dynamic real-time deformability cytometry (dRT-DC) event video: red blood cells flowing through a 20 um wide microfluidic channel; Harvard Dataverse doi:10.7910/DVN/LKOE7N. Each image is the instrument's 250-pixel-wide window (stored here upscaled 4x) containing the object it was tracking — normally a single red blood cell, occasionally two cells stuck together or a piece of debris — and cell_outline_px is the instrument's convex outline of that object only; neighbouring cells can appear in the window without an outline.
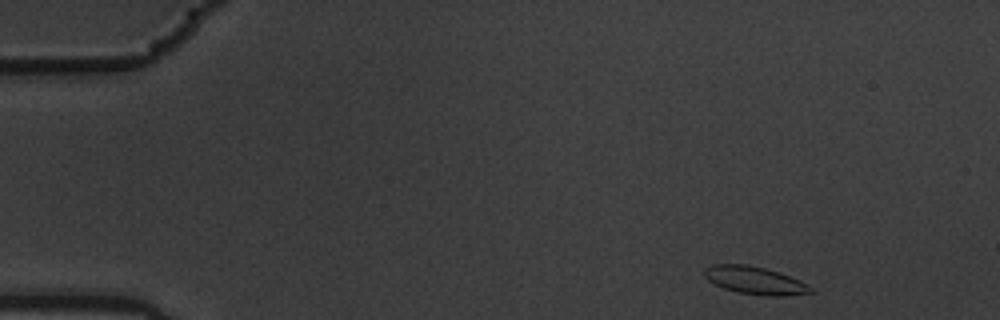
{"species": "common noctule bat (a hibernating species)", "species_latin": "Nyctalus noctula", "temperature_condition": "warm", "stored_images_in_passage": 52, "camera_frame_rate_fps": 3000, "um_per_image_px": 0.085, "animal": {"sex": "male", "body_mass_g": 19.5, "forearm_length_mm": 54.6}, "frame": {"image": 1, "passage_image": 1, "time_ms": 0.0, "image_size_px": [1000, 320], "cell_outline_px": [[816, 292], [784, 296], [768, 296], [736, 292], [724, 288], [708, 280], [704, 276], [704, 268], [716, 264], [748, 264], [780, 272], [812, 288]], "centroid_in_image_um": [64.14, 23.83], "position_along_channel_um": 20.9, "area_um2": 16.99}}
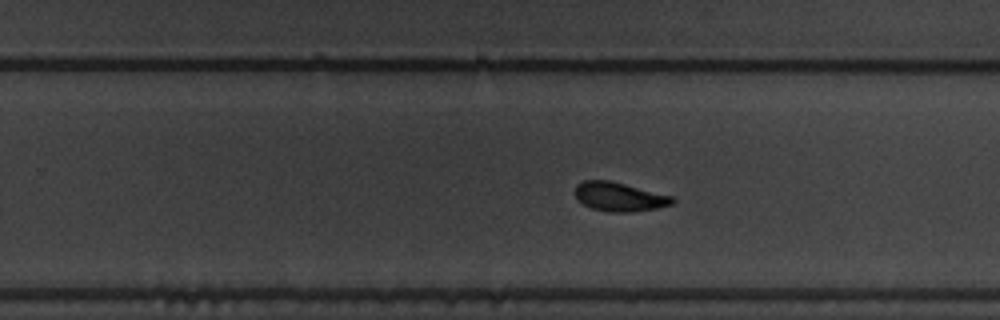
{"frame": {"image": 2, "passage_image": 31, "time_ms": 10.0, "image_size_px": [1000, 320], "cell_outline_px": [[676, 200], [672, 204], [656, 208], [632, 212], [608, 212], [592, 208], [584, 204], [572, 192], [576, 184], [584, 180], [608, 180], [672, 196]], "centroid_in_image_um": [52.61, 16.72], "position_along_channel_um": 277.2, "area_um2": 16.36}}
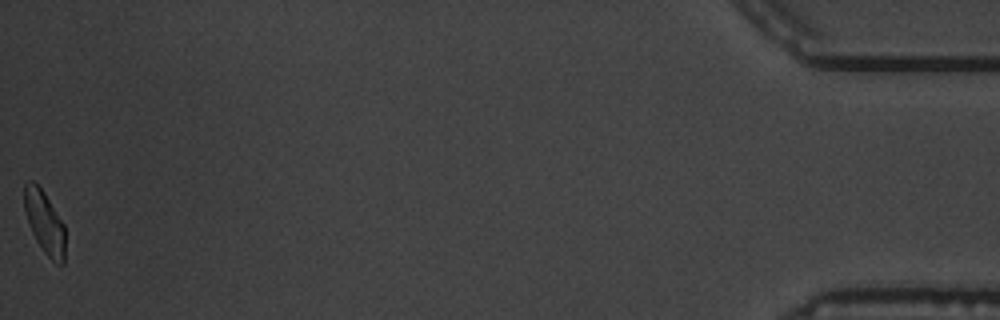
{"frame": {"image": 3, "passage_image": 52, "time_ms": 17.0, "image_size_px": [1000, 320], "cell_outline_px": [[64, 264], [60, 264], [52, 260], [44, 252], [36, 240], [28, 224], [24, 208], [24, 184], [28, 180], [32, 180], [44, 192], [64, 224]], "centroid_in_image_um": [3.77, 18.88], "position_along_channel_um": 431.4, "area_um2": 14.8}, "authors_computed_cell_mechanics": {"area_um2": 16.3863, "velocity_mm_per_s": 3.5272, "shape_relaxation_time_tau1_ms": 3.7994, "shape_relaxation_time_tau2_ms": 2.1319, "deformation_change_tau1": 0.1669, "deformation_change_tau2": 0.0821}}